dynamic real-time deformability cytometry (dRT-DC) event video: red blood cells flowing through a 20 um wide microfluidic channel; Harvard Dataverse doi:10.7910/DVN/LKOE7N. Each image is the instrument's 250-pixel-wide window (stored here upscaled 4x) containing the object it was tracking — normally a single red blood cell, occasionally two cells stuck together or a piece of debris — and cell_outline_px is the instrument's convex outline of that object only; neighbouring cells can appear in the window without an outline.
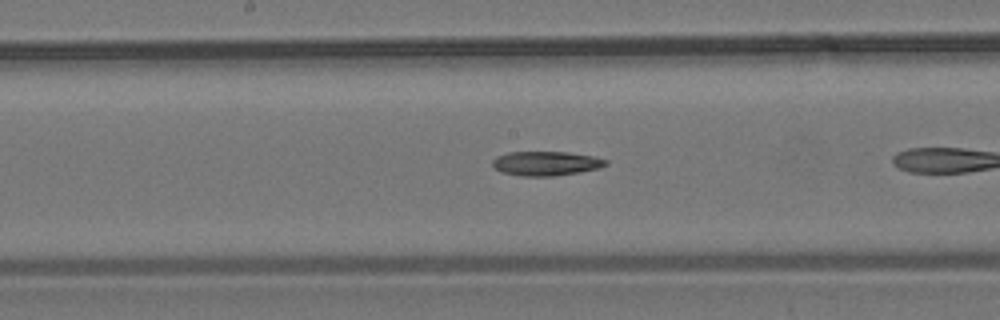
{"species": "common noctule bat (a hibernating species)", "species_latin": "Nyctalus noctula", "temperature_condition": "room temperature", "stored_images_in_passage": 27, "camera_frame_rate_fps": 3000, "um_per_image_px": 0.085, "animal": {"sex": "male", "body_mass_g": 19.2, "forearm_length_mm": 51.8}, "frame": {"image": 1, "passage_image": 12, "time_ms": 3.667, "image_size_px": [1000, 320], "cell_outline_px": [[608, 164], [600, 168], [580, 172], [556, 176], [520, 176], [500, 172], [492, 168], [492, 160], [496, 156], [508, 152], [568, 152], [592, 156], [608, 160]], "centroid_in_image_um": [46.38, 13.9], "position_along_channel_um": 201.8, "area_um2": 16.3}}